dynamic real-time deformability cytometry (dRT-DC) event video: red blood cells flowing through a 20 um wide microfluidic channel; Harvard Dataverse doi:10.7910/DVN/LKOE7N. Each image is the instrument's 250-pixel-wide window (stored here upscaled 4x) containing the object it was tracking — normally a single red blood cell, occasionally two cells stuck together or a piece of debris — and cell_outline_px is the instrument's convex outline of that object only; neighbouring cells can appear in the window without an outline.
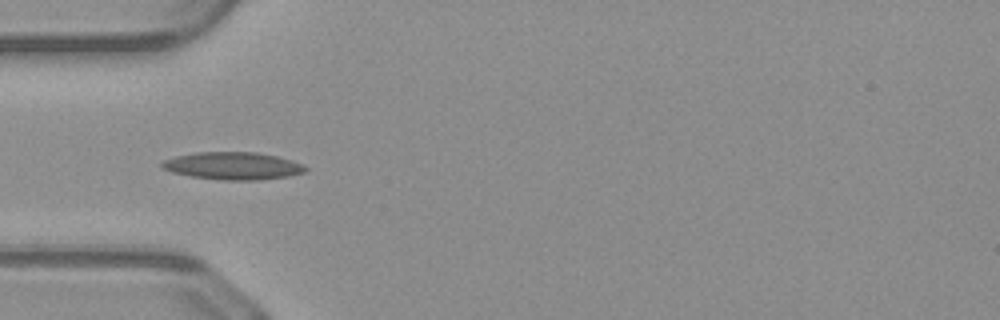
{"species": "common noctule bat (a hibernating species)", "species_latin": "Nyctalus noctula", "temperature_condition": "warm", "stored_images_in_passage": 35, "camera_frame_rate_fps": 3000, "um_per_image_px": 0.085, "animal": {"sex": "male", "body_mass_g": 23.1, "forearm_length_mm": 52.7}, "frame": {"image": 1, "passage_image": 1, "time_ms": 0.0, "image_size_px": [1000, 320], "cell_outline_px": [[308, 168], [304, 172], [288, 176], [256, 180], [220, 180], [192, 176], [172, 172], [160, 168], [160, 164], [164, 160], [176, 156], [196, 152], [256, 152], [276, 156], [292, 160]], "centroid_in_image_um": [19.76, 14.09], "position_along_channel_um": 65.2, "area_um2": 22.89}}
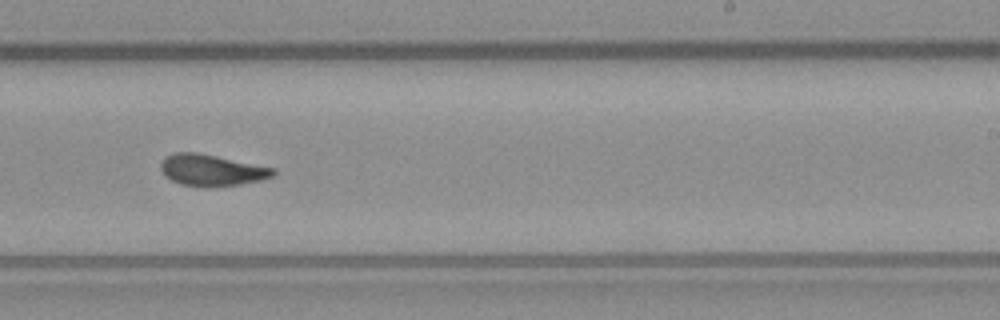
{"frame": {"image": 2, "passage_image": 16, "time_ms": 5.0, "image_size_px": [1000, 320], "cell_outline_px": [[276, 172], [272, 176], [260, 180], [240, 184], [212, 188], [204, 188], [180, 184], [164, 176], [160, 168], [160, 164], [164, 156], [176, 152], [196, 152], [276, 168]], "centroid_in_image_um": [17.95, 14.48], "position_along_channel_um": 271.0, "area_um2": 20.87}}
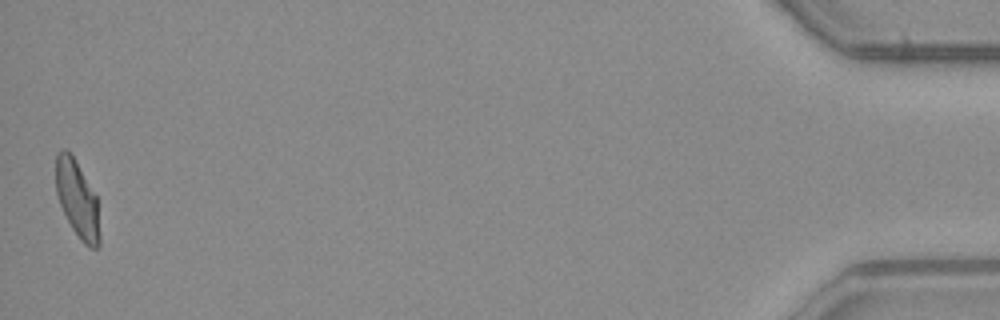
{"frame": {"image": 3, "passage_image": 35, "time_ms": 11.333, "image_size_px": [1000, 320], "cell_outline_px": [[100, 244], [96, 248], [88, 248], [80, 240], [72, 228], [60, 204], [56, 192], [56, 152], [64, 148], [72, 156], [96, 196], [100, 236]], "centroid_in_image_um": [6.57, 16.97], "position_along_channel_um": 428.6, "area_um2": 19.31}, "authors_computed_cell_mechanics": {"area_um2": 20.4034, "velocity_mm_per_s": 4.1175, "shape_relaxation_time_tau1_ms": 4.2385, "shape_relaxation_time_tau2_ms": 1.8507, "deformation_change_tau1": 0.178, "deformation_change_tau2": 0.0928}}